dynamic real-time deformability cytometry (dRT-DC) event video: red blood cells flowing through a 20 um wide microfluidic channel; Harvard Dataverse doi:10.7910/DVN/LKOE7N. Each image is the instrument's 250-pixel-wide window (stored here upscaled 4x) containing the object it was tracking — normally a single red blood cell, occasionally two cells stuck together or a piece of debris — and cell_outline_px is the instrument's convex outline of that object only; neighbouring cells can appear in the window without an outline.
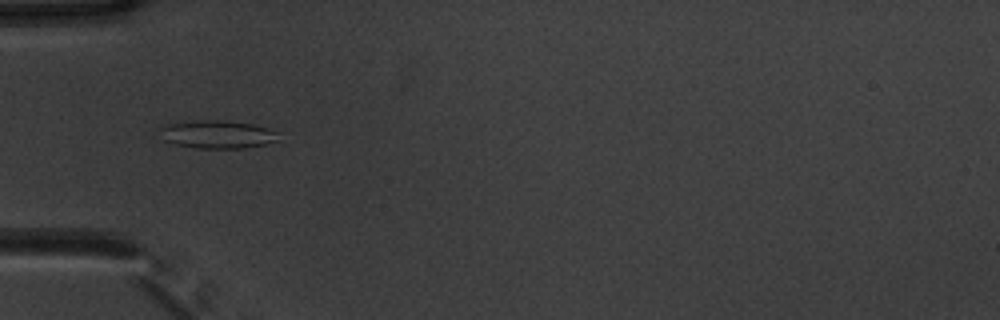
{"species": "common noctule bat (a hibernating species)", "species_latin": "Nyctalus noctula", "temperature_condition": "warm", "stored_images_in_passage": 52, "camera_frame_rate_fps": 3000, "um_per_image_px": 0.085, "animal": {"sex": "male", "body_mass_g": 20.1, "forearm_length_mm": 53.5}, "frame": {"image": 1, "passage_image": 17, "time_ms": 5.333, "image_size_px": [1000, 320], "cell_outline_px": [[276, 140], [264, 144], [244, 148], [196, 148], [176, 144], [164, 140], [160, 128], [168, 124], [200, 120], [224, 120], [252, 124], [268, 128], [276, 132]], "centroid_in_image_um": [18.47, 11.42], "position_along_channel_um": 66.5, "area_um2": 18.96}}
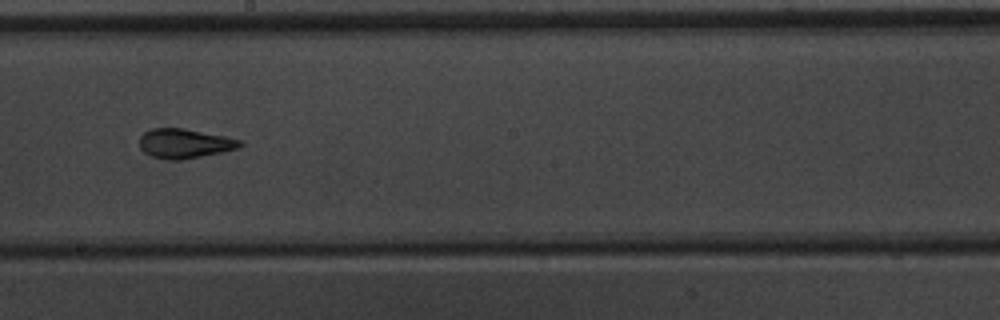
{"frame": {"image": 2, "passage_image": 30, "time_ms": 9.667, "image_size_px": [1000, 320], "cell_outline_px": [[244, 144], [236, 148], [220, 152], [180, 160], [168, 160], [152, 156], [144, 152], [140, 148], [140, 136], [144, 132], [152, 128], [184, 128], [244, 140]], "centroid_in_image_um": [15.68, 12.18], "position_along_channel_um": 232.5, "area_um2": 17.17}}
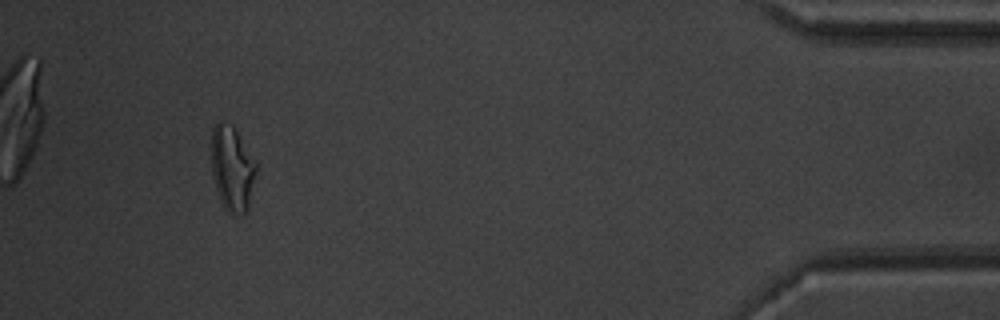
{"frame": {"image": 3, "passage_image": 49, "time_ms": 16.0, "image_size_px": [1000, 320], "cell_outline_px": [[256, 172], [248, 208], [244, 216], [232, 216], [228, 212], [220, 200], [212, 176], [212, 128], [220, 120], [232, 124], [236, 128], [256, 164]], "centroid_in_image_um": [19.73, 14.34], "position_along_channel_um": 415.5, "area_um2": 22.31}, "authors_computed_cell_mechanics": {"area_um2": 18.8428, "velocity_mm_per_s": 3.8479, "shape_relaxation_time_tau1_ms": 5.9944, "shape_relaxation_time_tau2_ms": 2.2367, "deformation_change_tau1": 0.1602, "deformation_change_tau2": 0.1012}}